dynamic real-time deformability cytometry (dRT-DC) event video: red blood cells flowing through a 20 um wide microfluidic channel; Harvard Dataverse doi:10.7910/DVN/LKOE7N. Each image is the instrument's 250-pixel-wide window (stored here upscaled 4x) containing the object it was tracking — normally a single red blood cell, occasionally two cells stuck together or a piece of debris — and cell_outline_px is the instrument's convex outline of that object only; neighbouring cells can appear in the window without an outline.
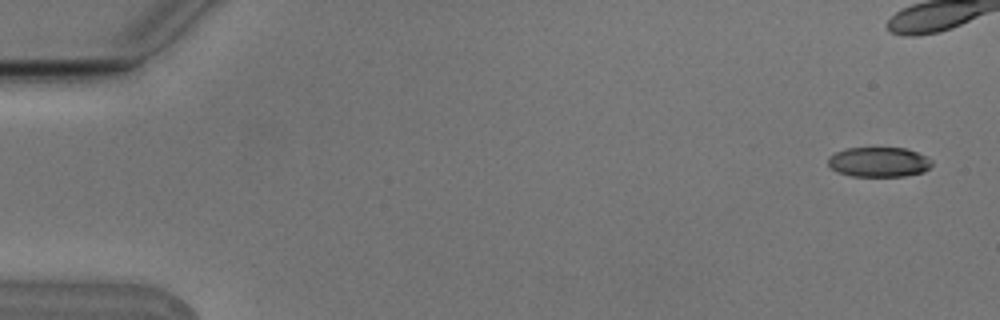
{"species": "Egyptian fruit bat (a non-hibernating species)", "species_latin": "Rousettus aegyptiacus", "temperature_condition": "cold", "stored_images_in_passage": 5, "camera_frame_rate_fps": 3000, "um_per_image_px": 0.085, "animal": {"sex": "male"}, "frame": {"image": 1, "passage_image": 1, "time_ms": 0.0, "image_size_px": [1000, 320], "cell_outline_px": [[932, 164], [924, 172], [904, 176], [852, 176], [836, 172], [828, 164], [828, 156], [836, 152], [848, 148], [904, 148], [928, 156], [932, 160]], "centroid_in_image_um": [74.7, 13.77], "position_along_channel_um": 10.3, "area_um2": 18.09}}
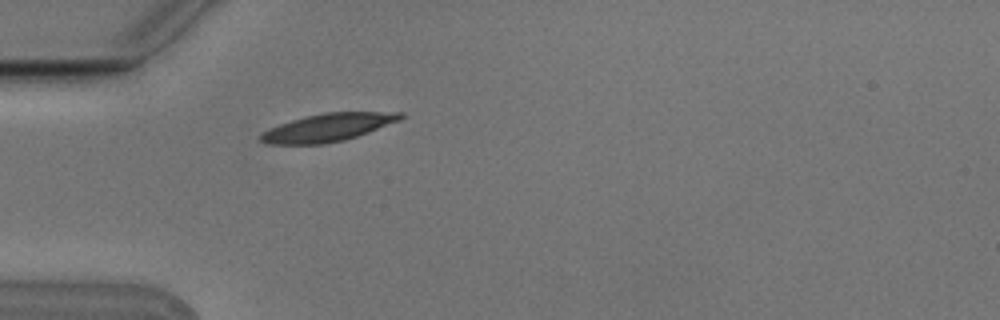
{"frame": {"image": 2, "passage_image": 5, "time_ms": 1.333, "image_size_px": [1000, 320], "cell_outline_px": [[404, 116], [400, 120], [368, 132], [344, 140], [324, 144], [264, 144], [260, 140], [260, 136], [264, 132], [280, 124], [304, 116], [324, 112], [404, 112]], "centroid_in_image_um": [27.88, 10.83], "position_along_channel_um": 57.1, "area_um2": 22.48}}